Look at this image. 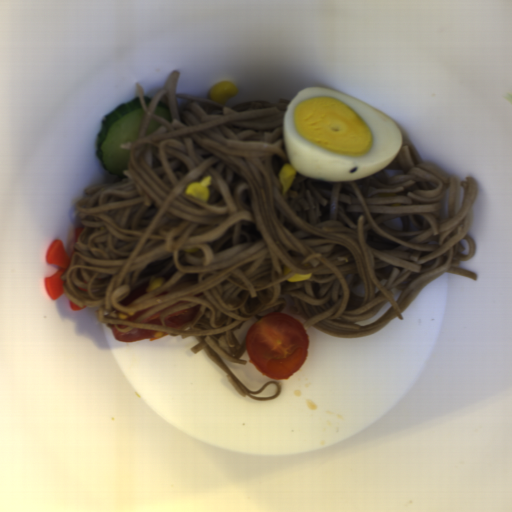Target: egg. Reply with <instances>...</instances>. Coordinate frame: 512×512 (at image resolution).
Here are the masks:
<instances>
[{"mask_svg": "<svg viewBox=\"0 0 512 512\" xmlns=\"http://www.w3.org/2000/svg\"><path fill=\"white\" fill-rule=\"evenodd\" d=\"M289 166L328 182H350L387 167L402 149L398 124L378 109L334 89L296 92L282 116Z\"/></svg>", "mask_w": 512, "mask_h": 512, "instance_id": "1", "label": "egg"}]
</instances>
